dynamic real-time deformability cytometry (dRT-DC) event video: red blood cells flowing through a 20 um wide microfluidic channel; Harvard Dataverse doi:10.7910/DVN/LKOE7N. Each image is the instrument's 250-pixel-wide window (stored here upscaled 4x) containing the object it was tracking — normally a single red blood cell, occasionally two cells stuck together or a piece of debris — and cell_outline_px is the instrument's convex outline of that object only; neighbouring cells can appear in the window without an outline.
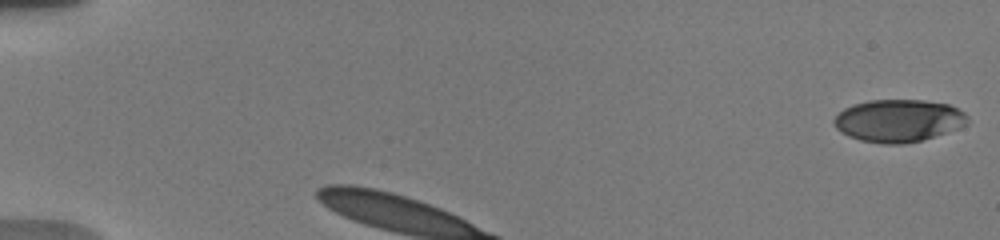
{"species": "human", "species_latin": "Homo sapiens", "temperature_condition": "warm", "stored_images_in_passage": 12, "camera_frame_rate_fps": 3000, "um_per_image_px": 0.085, "donor": {"sex": "male"}, "frame": {"image": 1, "passage_image": 1, "time_ms": 0.0, "image_size_px": [1000, 240], "cell_outline_px": [[968, 124], [924, 140], [904, 144], [880, 144], [860, 140], [848, 136], [840, 132], [836, 128], [832, 120], [844, 108], [852, 104], [868, 100], [924, 100], [948, 104], [964, 112], [968, 116]], "centroid_in_image_um": [76.35, 10.26], "position_along_channel_um": 8.6, "area_um2": 33.29}}
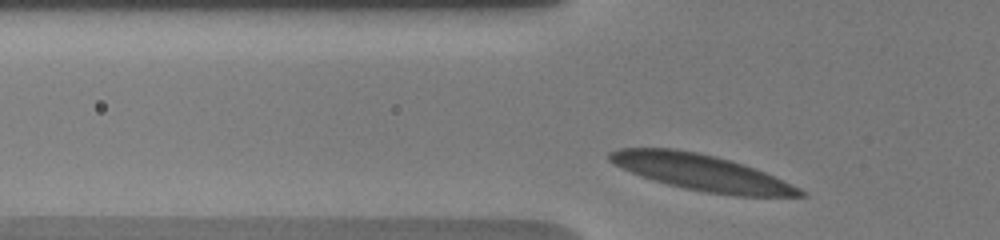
{"frame": {"image": 2, "passage_image": 4, "time_ms": 1.0, "image_size_px": [1000, 240], "cell_outline_px": [[808, 196], [736, 196], [708, 192], [684, 188], [668, 184], [640, 176], [620, 168], [608, 160], [608, 152], [616, 148], [676, 148], [696, 152], [744, 164], [764, 172], [800, 188], [808, 192]], "centroid_in_image_um": [59.59, 14.66], "position_along_channel_um": 66.2, "area_um2": 39.77}}
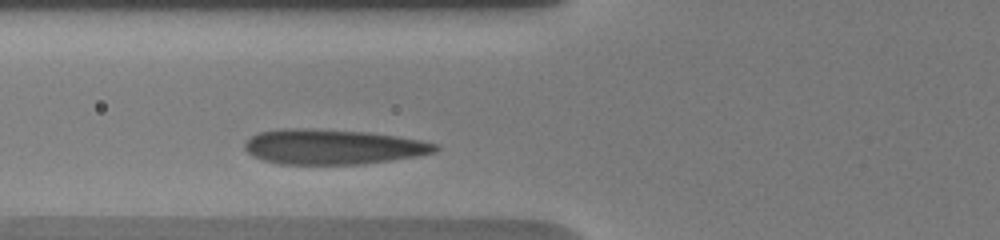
{"frame": {"image": 3, "passage_image": 10, "time_ms": 2.0, "image_size_px": [1000, 240], "cell_outline_px": [[440, 148], [436, 152], [416, 156], [360, 164], [280, 164], [264, 160], [252, 156], [244, 148], [244, 144], [256, 132], [280, 128], [308, 128], [368, 132], [396, 136], [420, 140], [436, 144]], "centroid_in_image_um": [28.24, 12.47], "position_along_channel_um": 97.6, "area_um2": 38.9}}